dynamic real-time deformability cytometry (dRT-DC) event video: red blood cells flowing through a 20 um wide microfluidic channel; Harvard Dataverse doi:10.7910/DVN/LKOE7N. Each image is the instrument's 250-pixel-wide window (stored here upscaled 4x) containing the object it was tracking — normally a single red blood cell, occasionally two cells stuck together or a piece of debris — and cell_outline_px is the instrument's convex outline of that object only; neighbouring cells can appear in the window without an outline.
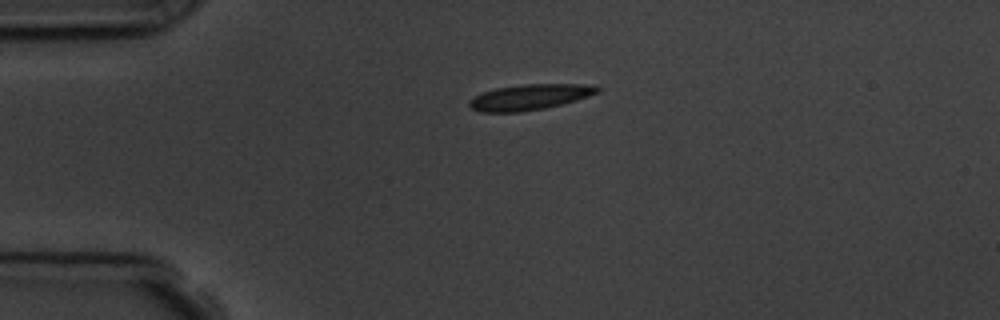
{"species": "common noctule bat (a hibernating species)", "species_latin": "Nyctalus noctula", "temperature_condition": "room temperature", "stored_images_in_passage": 3, "camera_frame_rate_fps": 3000, "um_per_image_px": 0.085, "animal": {"sex": "male", "body_mass_g": 19.5, "forearm_length_mm": 54.6}, "frame": {"image": 1, "passage_image": 1, "time_ms": 0.0, "image_size_px": [1000, 320], "cell_outline_px": [[600, 92], [576, 100], [544, 108], [520, 112], [480, 112], [472, 108], [468, 104], [468, 100], [484, 92], [496, 88], [524, 84], [592, 84], [600, 88]], "centroid_in_image_um": [45.04, 8.25], "position_along_channel_um": 40.0, "area_um2": 19.02}}